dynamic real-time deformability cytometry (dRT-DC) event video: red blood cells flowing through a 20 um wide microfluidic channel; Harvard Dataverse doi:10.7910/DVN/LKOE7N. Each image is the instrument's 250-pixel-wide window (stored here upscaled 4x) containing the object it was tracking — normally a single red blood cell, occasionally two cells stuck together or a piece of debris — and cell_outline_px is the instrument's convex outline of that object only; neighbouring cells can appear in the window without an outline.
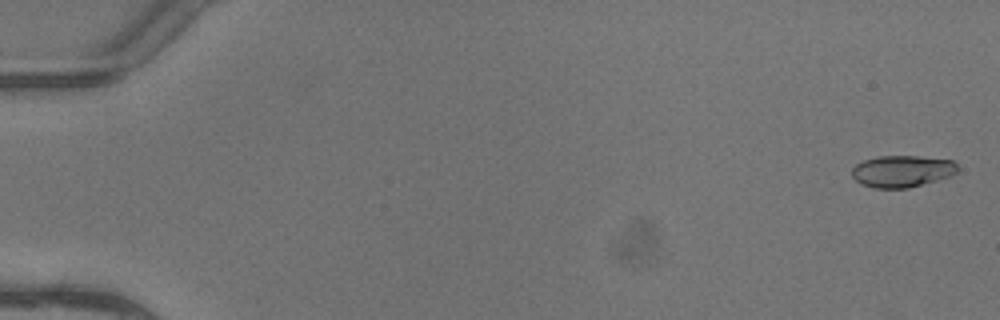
{"species": "common noctule bat (a hibernating species)", "species_latin": "Nyctalus noctula", "temperature_condition": "warm", "stored_images_in_passage": 6, "camera_frame_rate_fps": 3000, "um_per_image_px": 0.085, "animal": {"sex": "female"}, "frame": {"image": 1, "passage_image": 1, "time_ms": 0.0, "image_size_px": [1000, 320], "cell_outline_px": [[960, 168], [956, 172], [948, 176], [936, 180], [908, 188], [872, 188], [860, 184], [852, 176], [852, 168], [856, 164], [864, 160], [880, 156], [916, 156], [952, 160]], "centroid_in_image_um": [76.65, 14.55], "position_along_channel_um": 8.4, "area_um2": 19.48}}
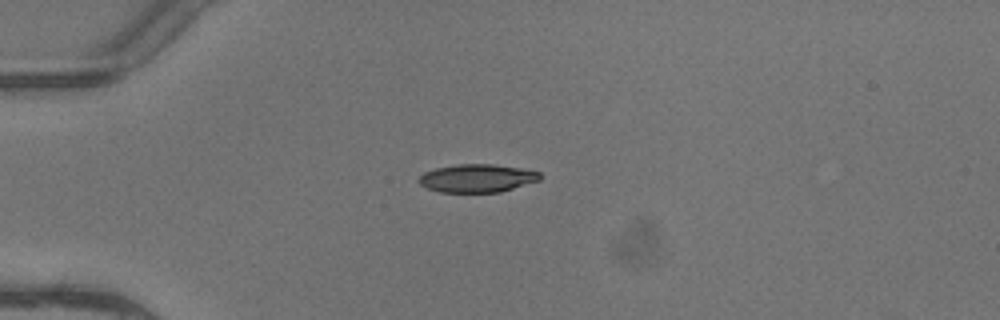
{"frame": {"image": 2, "passage_image": 4, "time_ms": 1.0, "image_size_px": [1000, 320], "cell_outline_px": [[540, 180], [500, 192], [440, 192], [428, 188], [420, 184], [416, 180], [424, 172], [436, 168], [456, 164], [492, 164], [520, 168], [540, 172]], "centroid_in_image_um": [40.53, 15.14], "position_along_channel_um": 44.5, "area_um2": 19.77}}
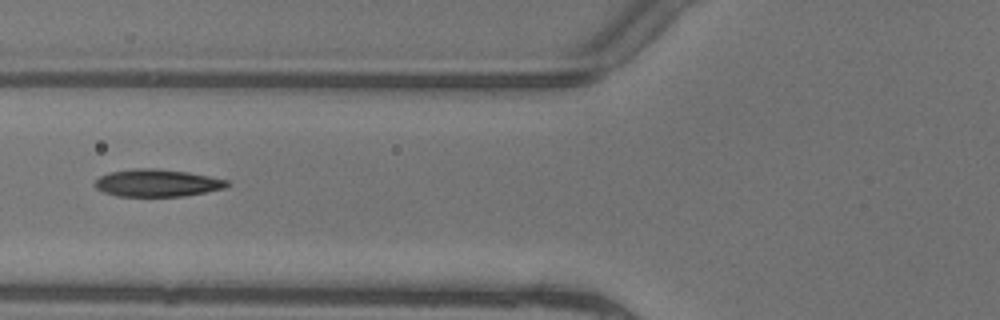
{"frame": {"image": 3, "passage_image": 6, "time_ms": 1.667, "image_size_px": [1000, 320], "cell_outline_px": [[228, 188], [184, 196], [116, 196], [104, 192], [96, 188], [92, 184], [100, 176], [108, 172], [132, 168], [156, 168], [188, 172], [228, 180]], "centroid_in_image_um": [13.34, 15.55], "position_along_channel_um": 112.5, "area_um2": 21.27}}